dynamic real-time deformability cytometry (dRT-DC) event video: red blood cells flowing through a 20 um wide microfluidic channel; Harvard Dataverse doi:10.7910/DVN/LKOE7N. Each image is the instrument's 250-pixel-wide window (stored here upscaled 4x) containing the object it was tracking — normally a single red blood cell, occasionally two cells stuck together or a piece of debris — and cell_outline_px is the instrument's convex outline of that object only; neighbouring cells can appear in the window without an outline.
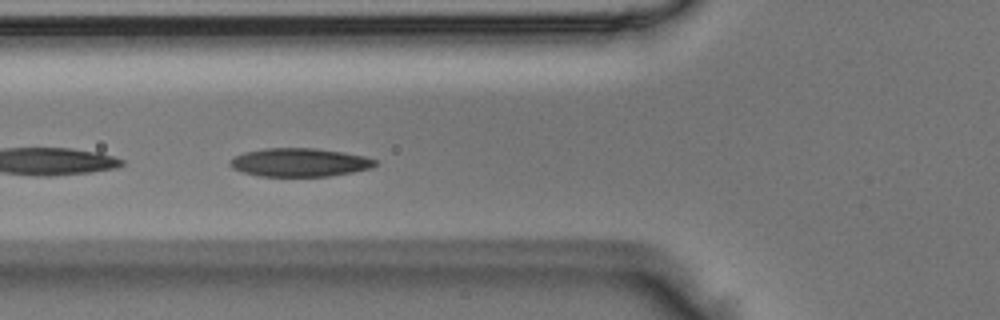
{"species": "Egyptian fruit bat (a non-hibernating species)", "species_latin": "Rousettus aegyptiacus", "temperature_condition": "room temperature", "stored_images_in_passage": 31, "camera_frame_rate_fps": 3000, "um_per_image_px": 0.085, "animal": {"sex": "male"}, "frame": {"image": 1, "passage_image": 13, "time_ms": 4.0, "image_size_px": [1000, 320], "cell_outline_px": [[376, 164], [372, 168], [352, 172], [328, 176], [260, 176], [244, 172], [232, 168], [228, 164], [228, 160], [244, 152], [264, 148], [316, 148], [344, 152], [364, 156], [376, 160]], "centroid_in_image_um": [25.45, 13.8], "position_along_channel_um": 100.4, "area_um2": 24.04}}
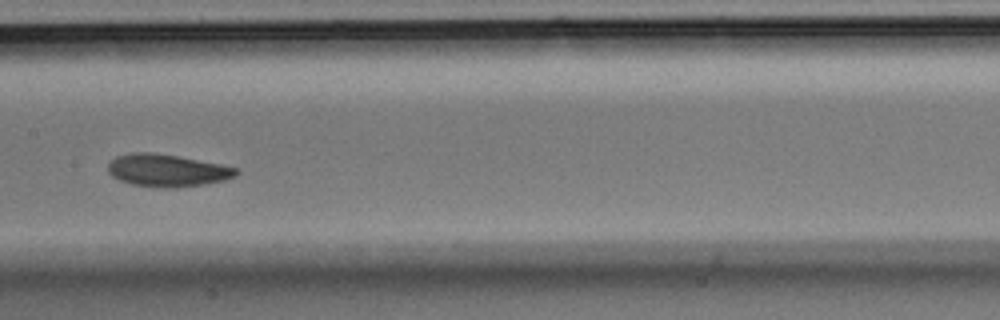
{"frame": {"image": 2, "passage_image": 20, "time_ms": 6.333, "image_size_px": [1000, 320], "cell_outline_px": [[240, 172], [236, 176], [224, 180], [204, 184], [176, 188], [156, 188], [132, 184], [120, 180], [112, 176], [108, 172], [108, 164], [116, 156], [132, 152], [152, 152], [176, 156], [220, 164], [236, 168]], "centroid_in_image_um": [14.19, 14.49], "position_along_channel_um": 193.2, "area_um2": 24.22}}
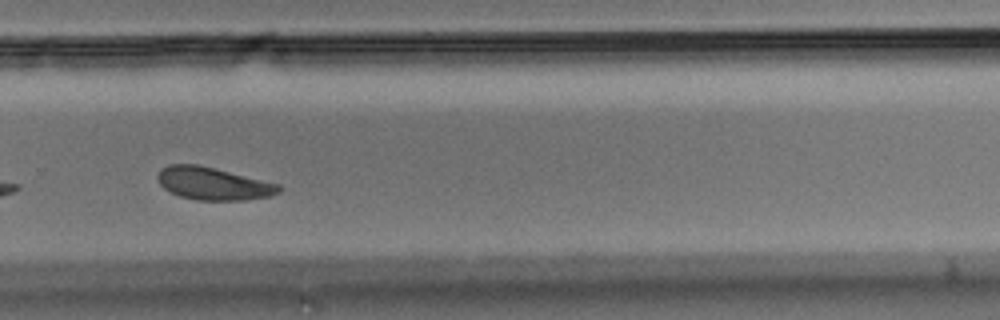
{"frame": {"image": 3, "passage_image": 29, "time_ms": 9.333, "image_size_px": [1000, 320], "cell_outline_px": [[284, 188], [280, 192], [268, 196], [244, 200], [196, 200], [180, 196], [164, 188], [160, 184], [156, 176], [160, 168], [168, 164], [196, 164], [280, 184]], "centroid_in_image_um": [18.11, 15.6], "position_along_channel_um": 311.7, "area_um2": 22.95}}